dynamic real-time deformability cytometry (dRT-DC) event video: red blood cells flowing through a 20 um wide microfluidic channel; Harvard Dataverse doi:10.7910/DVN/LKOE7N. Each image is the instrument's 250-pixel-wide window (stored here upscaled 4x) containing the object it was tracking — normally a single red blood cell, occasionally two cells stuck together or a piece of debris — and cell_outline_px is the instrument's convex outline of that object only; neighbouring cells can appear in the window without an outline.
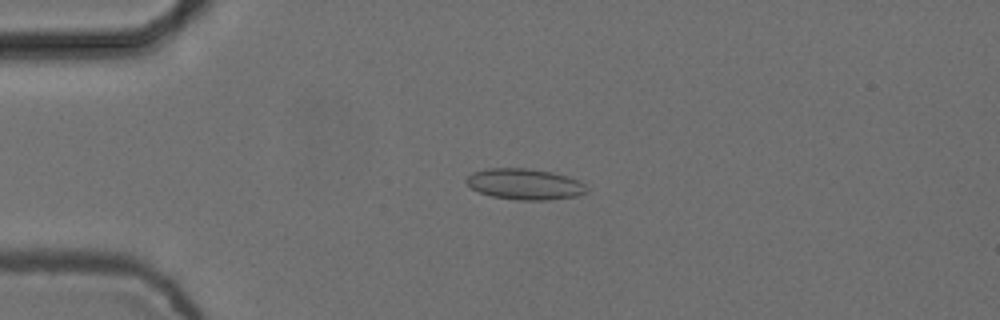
{"species": "common noctule bat (a hibernating species)", "species_latin": "Nyctalus noctula", "temperature_condition": "cold", "stored_images_in_passage": 3, "camera_frame_rate_fps": 3000, "um_per_image_px": 0.085, "animal": {"sex": "female", "body_mass_g": 24.6, "forearm_length_mm": 56.2}, "frame": {"image": 1, "passage_image": 2, "time_ms": 0.333, "image_size_px": [1000, 320], "cell_outline_px": [[588, 192], [580, 196], [548, 200], [520, 200], [492, 196], [480, 192], [472, 188], [464, 180], [472, 172], [488, 168], [524, 168], [552, 172], [568, 176], [580, 180], [588, 188]], "centroid_in_image_um": [44.65, 15.65], "position_along_channel_um": 40.3, "area_um2": 21.85}}